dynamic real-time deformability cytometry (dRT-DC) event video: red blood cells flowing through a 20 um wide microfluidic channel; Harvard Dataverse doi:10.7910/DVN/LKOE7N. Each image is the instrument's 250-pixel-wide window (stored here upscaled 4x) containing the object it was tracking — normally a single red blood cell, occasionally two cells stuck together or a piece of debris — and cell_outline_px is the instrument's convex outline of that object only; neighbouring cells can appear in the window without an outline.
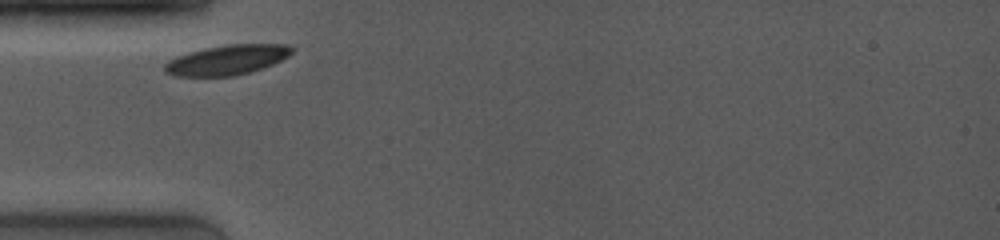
{"species": "common noctule bat (a hibernating species)", "species_latin": "Nyctalus noctula", "temperature_condition": "room temperature", "stored_images_in_passage": 17, "camera_frame_rate_fps": 4000, "um_per_image_px": 0.085, "animal": {"sex": "female", "body_mass_g": 19.0, "forearm_length_mm": 53.3}, "frame": {"image": 1, "passage_image": 1, "time_ms": 0.0, "image_size_px": [1000, 240], "cell_outline_px": [[296, 48], [288, 56], [272, 64], [248, 72], [232, 76], [176, 76], [164, 72], [164, 64], [168, 60], [176, 56], [188, 52], [204, 48], [228, 44], [288, 44]], "centroid_in_image_um": [19.28, 5.08], "position_along_channel_um": 65.7, "area_um2": 22.14}}
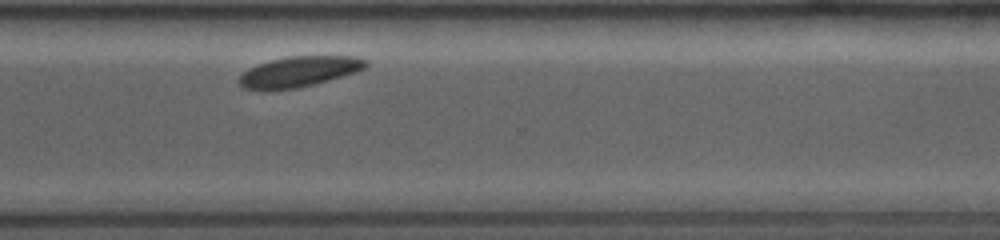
{"frame": {"image": 2, "passage_image": 14, "time_ms": 7.5, "image_size_px": [1000, 240], "cell_outline_px": [[368, 64], [364, 68], [356, 72], [328, 80], [296, 88], [244, 88], [236, 80], [248, 68], [256, 64], [288, 56], [356, 56], [368, 60]], "centroid_in_image_um": [25.45, 6.05], "position_along_channel_um": 345.1, "area_um2": 22.02}}
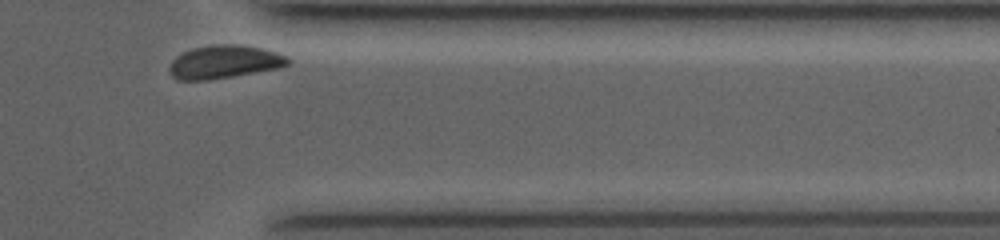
{"frame": {"image": 3, "passage_image": 17, "time_ms": 8.75, "image_size_px": [1000, 240], "cell_outline_px": [[292, 60], [288, 64], [280, 68], [232, 76], [204, 80], [180, 80], [172, 76], [168, 68], [172, 60], [176, 56], [192, 48], [212, 44], [236, 44], [260, 48], [276, 52], [288, 56]], "centroid_in_image_um": [19.07, 5.25], "position_along_channel_um": 392.3, "area_um2": 22.89}}